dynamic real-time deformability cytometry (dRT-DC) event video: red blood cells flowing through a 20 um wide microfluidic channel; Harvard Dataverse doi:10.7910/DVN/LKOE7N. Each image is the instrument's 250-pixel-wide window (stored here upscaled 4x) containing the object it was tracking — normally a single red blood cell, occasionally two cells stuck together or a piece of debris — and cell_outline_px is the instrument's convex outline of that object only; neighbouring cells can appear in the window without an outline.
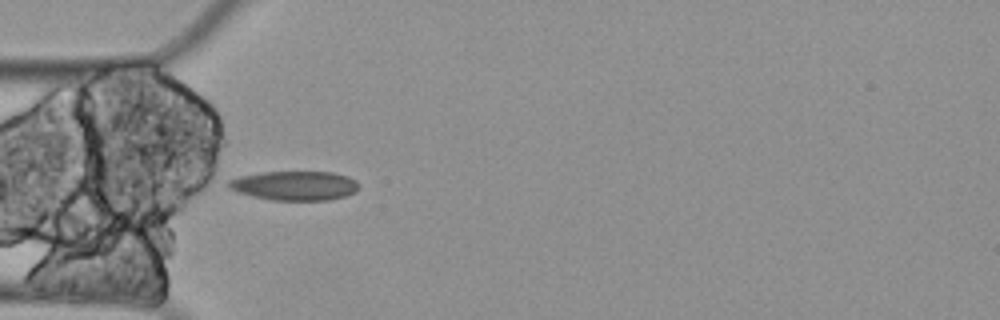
{"species": "Egyptian fruit bat (a non-hibernating species)", "species_latin": "Rousettus aegyptiacus", "temperature_condition": "cold", "stored_images_in_passage": 6, "camera_frame_rate_fps": 3000, "um_per_image_px": 0.085, "animal": {"sex": "female"}, "frame": {"image": 1, "passage_image": 5, "time_ms": 1.333, "image_size_px": [1000, 320], "cell_outline_px": [[360, 188], [356, 192], [344, 196], [328, 200], [272, 200], [252, 196], [228, 188], [228, 180], [240, 176], [264, 172], [332, 172], [348, 176], [356, 180], [360, 184]], "centroid_in_image_um": [25.09, 15.78], "position_along_channel_um": 59.9, "area_um2": 22.25}}
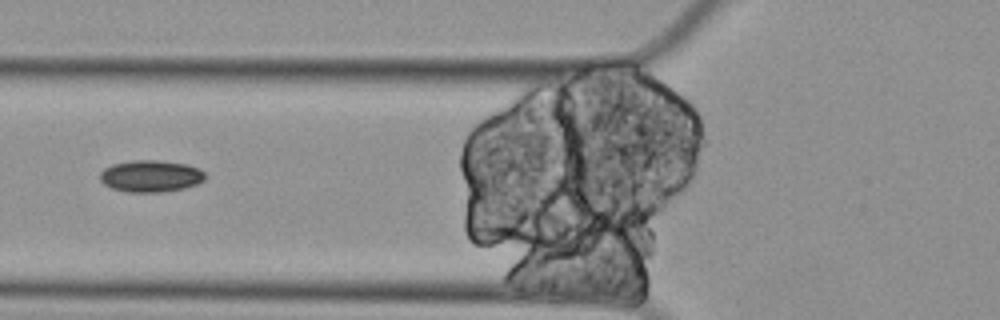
{"frame": {"image": 2, "passage_image": 6, "time_ms": 1.667, "image_size_px": [1000, 320], "cell_outline_px": [[204, 180], [196, 184], [184, 188], [160, 192], [128, 192], [112, 188], [104, 184], [100, 180], [100, 172], [104, 168], [112, 164], [132, 160], [156, 160], [188, 164], [200, 168], [204, 172]], "centroid_in_image_um": [12.8, 14.96], "position_along_channel_um": 113.0, "area_um2": 19.54}}